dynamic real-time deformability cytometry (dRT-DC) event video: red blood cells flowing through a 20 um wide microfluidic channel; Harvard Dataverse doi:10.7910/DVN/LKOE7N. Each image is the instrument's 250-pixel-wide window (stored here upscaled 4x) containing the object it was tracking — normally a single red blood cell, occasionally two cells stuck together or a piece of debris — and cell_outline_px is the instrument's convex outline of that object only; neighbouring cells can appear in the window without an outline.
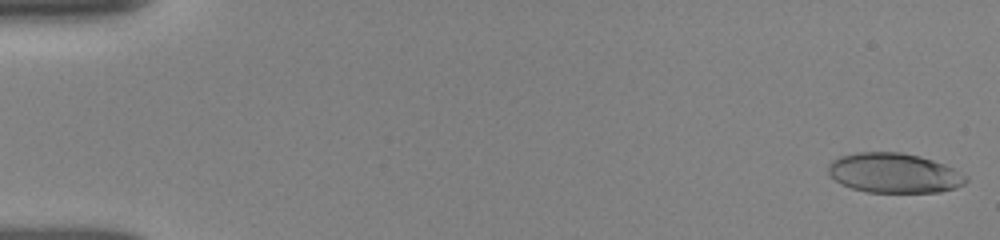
{"species": "human", "species_latin": "Homo sapiens", "temperature_condition": "room temperature", "stored_images_in_passage": 14, "camera_frame_rate_fps": 3000, "um_per_image_px": 0.085, "donor": {"sex": "female"}, "frame": {"image": 1, "passage_image": 1, "time_ms": 0.0, "image_size_px": [1000, 240], "cell_outline_px": [[968, 180], [964, 184], [956, 188], [940, 192], [868, 192], [852, 188], [840, 184], [828, 172], [828, 164], [832, 160], [840, 156], [856, 152], [900, 152], [920, 156], [944, 164], [968, 176]], "centroid_in_image_um": [76.0, 14.71], "position_along_channel_um": 9.0, "area_um2": 31.96}}